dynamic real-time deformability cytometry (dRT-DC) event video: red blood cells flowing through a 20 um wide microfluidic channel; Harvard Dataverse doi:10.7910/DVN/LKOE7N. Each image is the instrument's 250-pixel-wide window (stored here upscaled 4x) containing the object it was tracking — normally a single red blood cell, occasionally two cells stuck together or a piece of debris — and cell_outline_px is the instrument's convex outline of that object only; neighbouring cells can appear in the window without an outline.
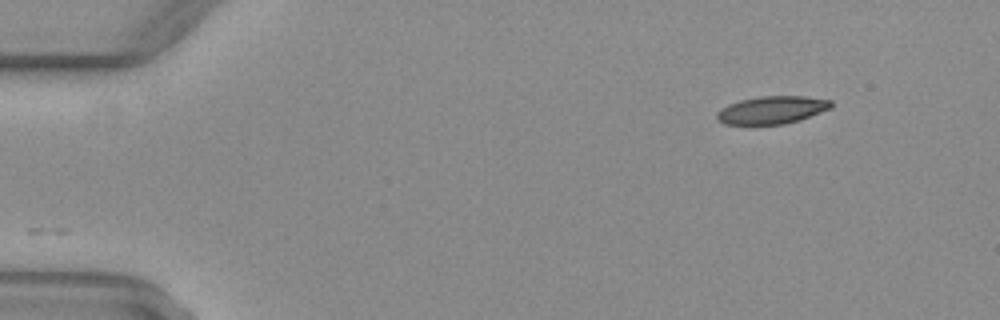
{"species": "common noctule bat (a hibernating species)", "species_latin": "Nyctalus noctula", "temperature_condition": "warm", "stored_images_in_passage": 46, "camera_frame_rate_fps": 3000, "um_per_image_px": 0.085, "animal": {"sex": "female", "body_mass_g": 29.2, "forearm_length_mm": 56.3}, "frame": {"image": 1, "passage_image": 1, "time_ms": 0.0, "image_size_px": [1000, 320], "cell_outline_px": [[832, 108], [800, 120], [784, 124], [724, 124], [716, 120], [716, 112], [720, 108], [728, 104], [740, 100], [760, 96], [804, 96], [832, 100]], "centroid_in_image_um": [65.6, 9.34], "position_along_channel_um": 19.4, "area_um2": 18.61}}
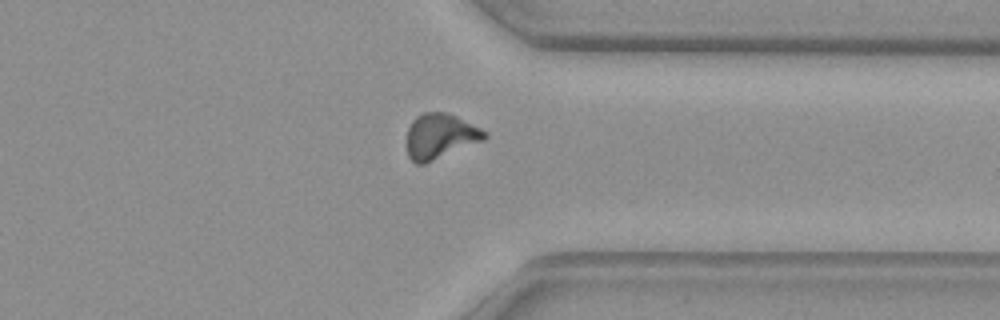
{"frame": {"image": 2, "passage_image": 35, "time_ms": 11.333, "image_size_px": [1000, 320], "cell_outline_px": [[488, 136], [484, 140], [424, 164], [416, 164], [408, 156], [408, 128], [412, 120], [416, 116], [424, 112], [444, 112], [456, 116], [488, 132]], "centroid_in_image_um": [37.42, 11.57], "position_along_channel_um": 374.0, "area_um2": 20.29}}
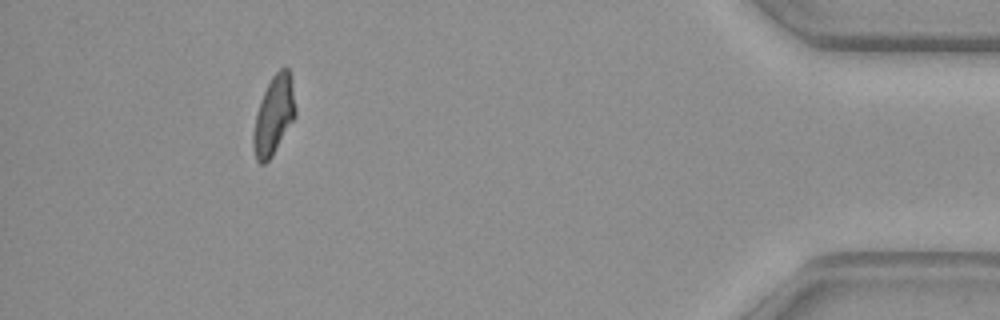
{"frame": {"image": 3, "passage_image": 42, "time_ms": 13.667, "image_size_px": [1000, 320], "cell_outline_px": [[296, 116], [272, 156], [264, 164], [260, 164], [256, 160], [252, 144], [252, 136], [256, 112], [260, 100], [272, 76], [280, 68], [288, 68], [292, 80], [296, 108]], "centroid_in_image_um": [23.27, 9.81], "position_along_channel_um": 411.9, "area_um2": 19.42}, "authors_computed_cell_mechanics": {"area_um2": 19.7965, "velocity_mm_per_s": 4.0926, "shape_relaxation_time_tau1_ms": null, "shape_relaxation_time_tau2_ms": 5.0583, "deformation_change_tau1": null, "deformation_change_tau2": 0.134}}